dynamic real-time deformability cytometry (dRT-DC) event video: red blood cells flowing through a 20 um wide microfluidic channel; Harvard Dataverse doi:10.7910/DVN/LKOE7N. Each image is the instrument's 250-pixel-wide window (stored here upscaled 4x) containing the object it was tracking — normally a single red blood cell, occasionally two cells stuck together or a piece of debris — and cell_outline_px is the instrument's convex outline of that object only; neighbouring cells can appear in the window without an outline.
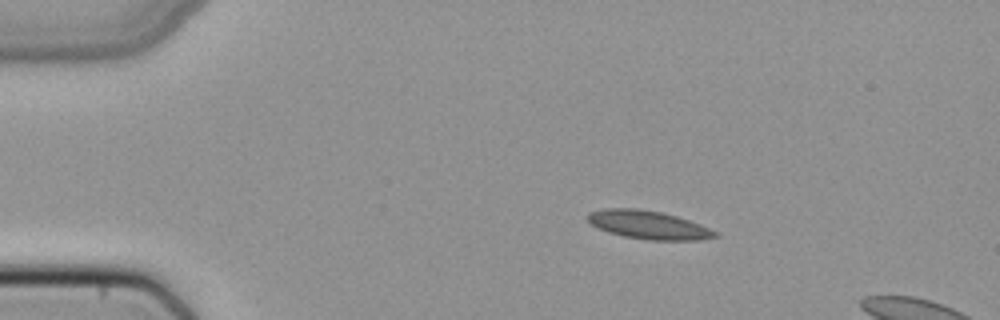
{"species": "common noctule bat (a hibernating species)", "species_latin": "Nyctalus noctula", "temperature_condition": "cold", "stored_images_in_passage": 15, "camera_frame_rate_fps": 3000, "um_per_image_px": 0.085, "animal": {"sex": "female", "body_mass_g": 22.7, "forearm_length_mm": 54.2}, "frame": {"image": 1, "passage_image": 9, "time_ms": 2.667, "image_size_px": [1000, 320], "cell_outline_px": [[720, 236], [700, 240], [648, 240], [624, 236], [608, 232], [596, 228], [588, 220], [588, 212], [604, 208], [640, 208], [660, 212], [676, 216], [700, 224], [720, 232]], "centroid_in_image_um": [55.14, 19.12], "position_along_channel_um": 29.9, "area_um2": 21.21}}